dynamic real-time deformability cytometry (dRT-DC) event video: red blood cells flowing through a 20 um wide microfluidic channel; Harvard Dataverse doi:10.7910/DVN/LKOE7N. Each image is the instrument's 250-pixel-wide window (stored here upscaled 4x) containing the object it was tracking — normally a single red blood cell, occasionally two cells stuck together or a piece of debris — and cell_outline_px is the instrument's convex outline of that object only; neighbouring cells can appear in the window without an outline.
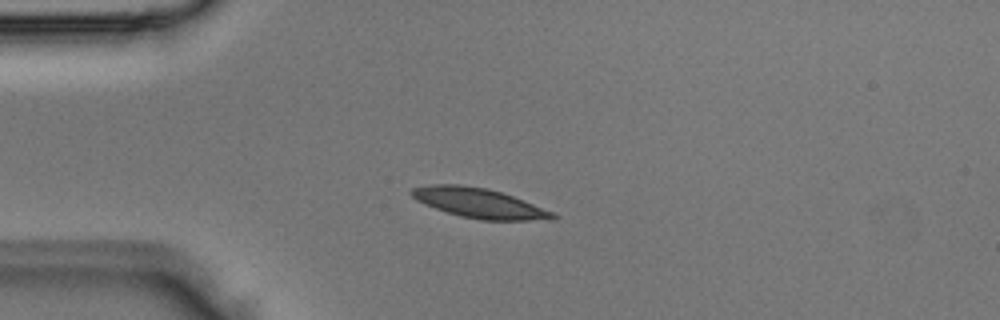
{"species": "Egyptian fruit bat (a non-hibernating species)", "species_latin": "Rousettus aegyptiacus", "temperature_condition": "room temperature", "stored_images_in_passage": 3, "camera_frame_rate_fps": 3000, "um_per_image_px": 0.085, "animal": {"sex": "male"}, "frame": {"image": 1, "passage_image": 2, "time_ms": 0.333, "image_size_px": [1000, 320], "cell_outline_px": [[560, 216], [556, 220], [480, 220], [460, 216], [424, 204], [416, 200], [408, 192], [412, 188], [428, 184], [460, 184], [488, 188], [512, 196], [552, 212]], "centroid_in_image_um": [40.7, 17.26], "position_along_channel_um": 44.3, "area_um2": 24.45}}